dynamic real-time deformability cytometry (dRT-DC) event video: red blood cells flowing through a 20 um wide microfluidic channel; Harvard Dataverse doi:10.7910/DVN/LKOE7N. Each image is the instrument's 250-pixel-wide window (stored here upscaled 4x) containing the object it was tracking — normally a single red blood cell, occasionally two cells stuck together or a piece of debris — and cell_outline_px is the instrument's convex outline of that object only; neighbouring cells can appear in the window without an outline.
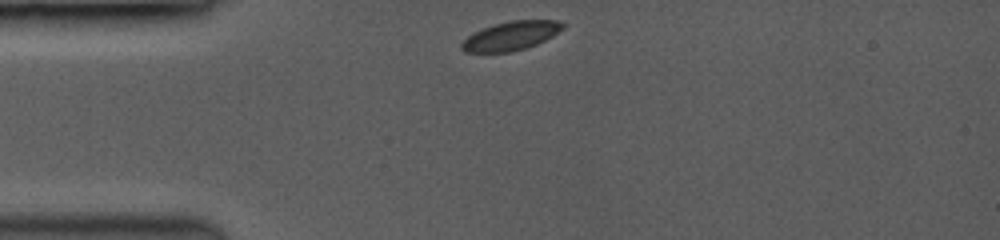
{"species": "common noctule bat (a hibernating species)", "species_latin": "Nyctalus noctula", "temperature_condition": "room temperature", "stored_images_in_passage": 37, "camera_frame_rate_fps": 3500, "um_per_image_px": 0.085, "animal": {"sex": "female", "body_mass_g": 19.0, "forearm_length_mm": 53.3}, "frame": {"image": 1, "passage_image": 1, "time_ms": 0.0, "image_size_px": [1000, 240], "cell_outline_px": [[564, 28], [552, 36], [536, 44], [524, 48], [508, 52], [464, 52], [460, 48], [460, 44], [468, 36], [492, 24], [512, 20], [560, 20], [564, 24]], "centroid_in_image_um": [43.43, 3.04], "position_along_channel_um": 41.6, "area_um2": 16.88}}
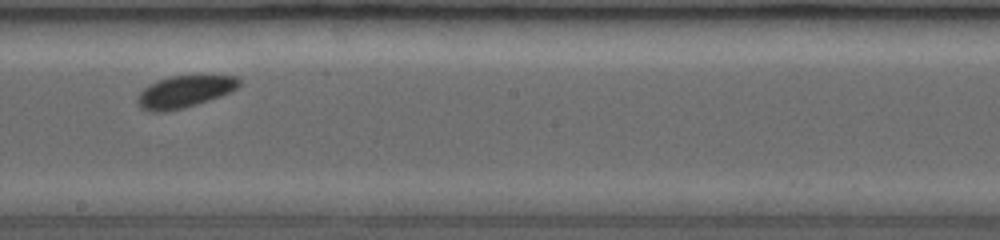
{"frame": {"image": 2, "passage_image": 20, "time_ms": 5.429, "image_size_px": [1000, 240], "cell_outline_px": [[244, 80], [236, 88], [228, 92], [208, 100], [180, 108], [156, 112], [144, 108], [140, 104], [140, 92], [144, 88], [156, 80], [172, 76], [200, 72], [240, 76]], "centroid_in_image_um": [15.84, 7.67], "position_along_channel_um": 232.4, "area_um2": 19.13}}
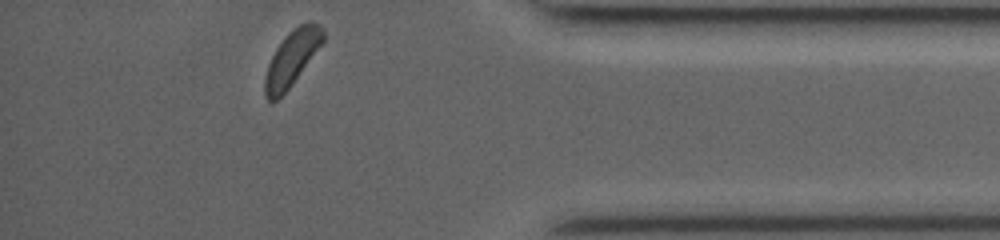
{"frame": {"image": 3, "passage_image": 37, "time_ms": 10.286, "image_size_px": [1000, 240], "cell_outline_px": [[324, 40], [288, 88], [276, 100], [268, 100], [264, 96], [264, 76], [268, 64], [276, 48], [284, 36], [288, 32], [300, 24], [316, 24], [324, 32]], "centroid_in_image_um": [24.74, 4.97], "position_along_channel_um": 410.5, "area_um2": 17.92}, "authors_computed_cell_mechanics": {"area_um2": 18.2648, "velocity_mm_per_s": 3.9798, "shape_relaxation_time_tau1_ms": 6.7945, "shape_relaxation_time_tau2_ms": null, "deformation_change_tau1": 0.1627, "deformation_change_tau2": null}}